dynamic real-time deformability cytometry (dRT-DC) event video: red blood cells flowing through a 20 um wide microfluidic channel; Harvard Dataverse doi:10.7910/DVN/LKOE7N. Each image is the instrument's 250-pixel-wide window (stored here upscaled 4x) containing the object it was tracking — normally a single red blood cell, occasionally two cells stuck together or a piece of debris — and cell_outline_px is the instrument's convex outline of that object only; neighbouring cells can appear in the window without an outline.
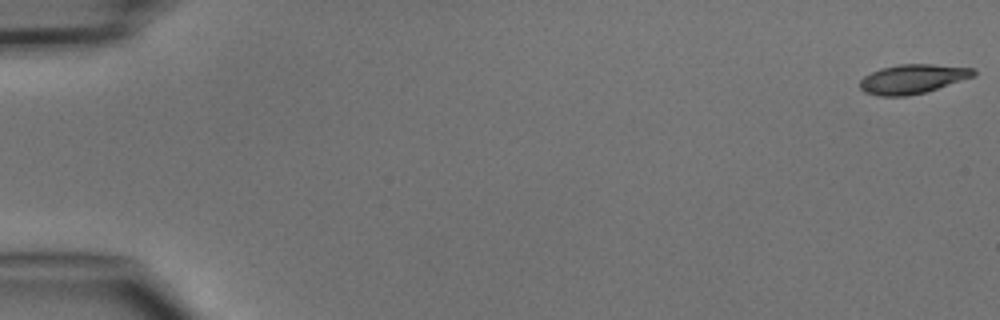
{"species": "common noctule bat (a hibernating species)", "species_latin": "Nyctalus noctula", "temperature_condition": "cold", "stored_images_in_passage": 5, "camera_frame_rate_fps": 3000, "um_per_image_px": 0.085, "animal": {"sex": "male", "body_mass_g": 15.6}, "frame": {"image": 1, "passage_image": 1, "time_ms": 0.0, "image_size_px": [1000, 320], "cell_outline_px": [[976, 76], [924, 92], [908, 96], [880, 96], [864, 92], [860, 88], [860, 80], [864, 76], [880, 68], [900, 64], [932, 64], [972, 68], [976, 72]], "centroid_in_image_um": [77.56, 6.71], "position_along_channel_um": 7.4, "area_um2": 19.31}}
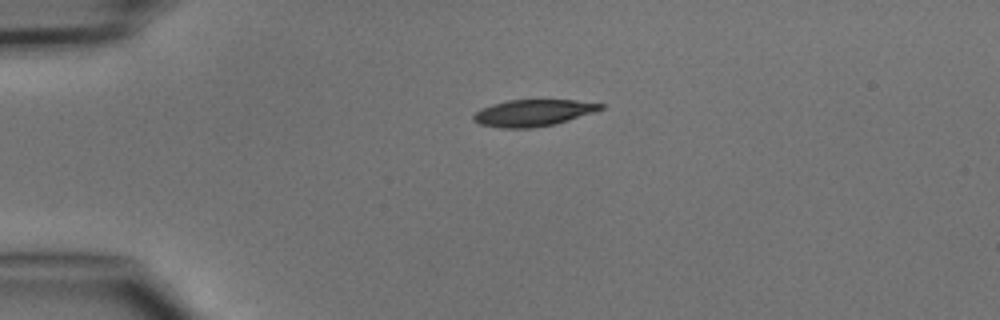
{"frame": {"image": 2, "passage_image": 4, "time_ms": 3.667, "image_size_px": [1000, 320], "cell_outline_px": [[604, 108], [568, 120], [552, 124], [532, 128], [500, 128], [480, 124], [472, 120], [472, 116], [476, 112], [492, 104], [508, 100], [576, 100], [604, 104]], "centroid_in_image_um": [45.28, 9.59], "position_along_channel_um": 39.7, "area_um2": 19.48}}